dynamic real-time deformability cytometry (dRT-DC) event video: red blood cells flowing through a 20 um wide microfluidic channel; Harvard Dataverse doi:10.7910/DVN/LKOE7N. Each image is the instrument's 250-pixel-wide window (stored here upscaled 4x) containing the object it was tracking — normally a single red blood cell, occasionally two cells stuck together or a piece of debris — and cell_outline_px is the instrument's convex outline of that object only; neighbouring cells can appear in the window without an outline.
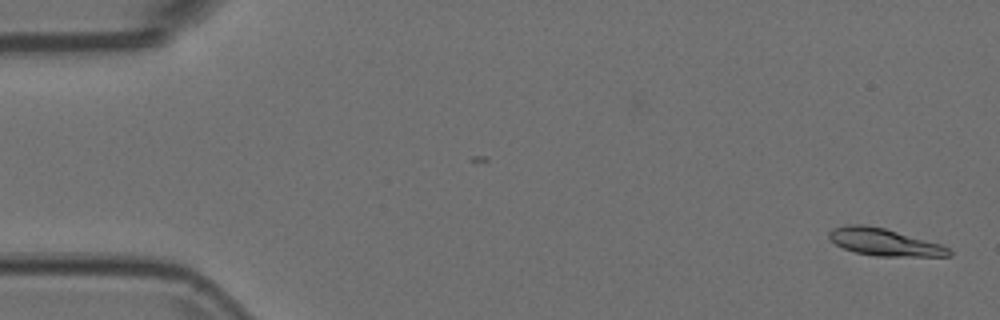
{"species": "Egyptian fruit bat (a non-hibernating species)", "species_latin": "Rousettus aegyptiacus", "temperature_condition": "room temperature", "stored_images_in_passage": 55, "camera_frame_rate_fps": 3000, "um_per_image_px": 0.085, "animal": {"sex": "female"}, "frame": {"image": 1, "passage_image": 2, "time_ms": 0.333, "image_size_px": [1000, 320], "cell_outline_px": [[952, 256], [876, 256], [856, 252], [844, 248], [836, 244], [828, 236], [828, 232], [832, 228], [848, 224], [864, 224], [884, 228], [940, 244], [948, 248], [952, 252]], "centroid_in_image_um": [75.14, 20.57], "position_along_channel_um": 9.9, "area_um2": 18.79}}
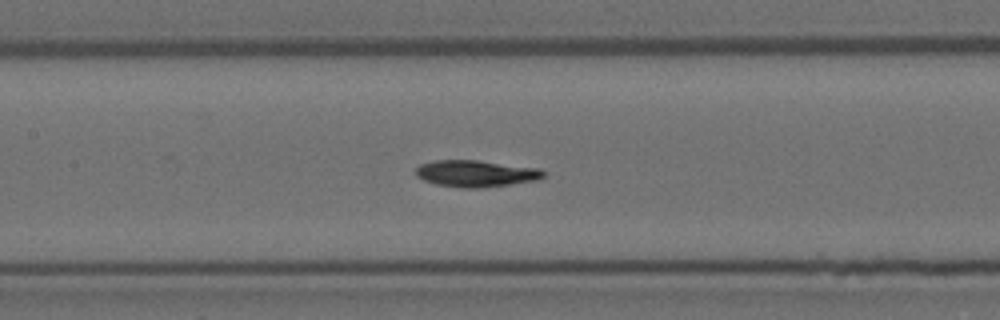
{"frame": {"image": 2, "passage_image": 25, "time_ms": 8.0, "image_size_px": [1000, 320], "cell_outline_px": [[544, 176], [540, 180], [480, 188], [464, 188], [436, 184], [424, 180], [416, 176], [416, 168], [420, 164], [432, 160], [480, 160], [540, 168], [544, 172]], "centroid_in_image_um": [40.46, 14.74], "position_along_channel_um": 166.9, "area_um2": 20.0}}
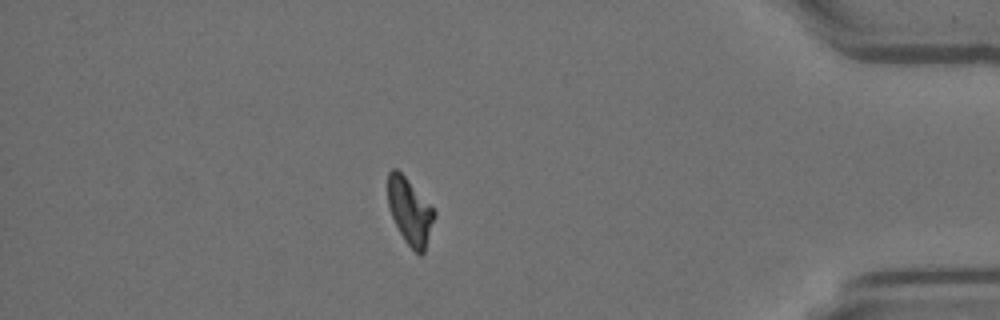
{"frame": {"image": 3, "passage_image": 47, "time_ms": 15.333, "image_size_px": [1000, 320], "cell_outline_px": [[436, 216], [424, 252], [420, 256], [404, 240], [392, 216], [388, 204], [388, 172], [392, 168], [396, 168], [404, 176], [436, 212]], "centroid_in_image_um": [34.84, 17.98], "position_along_channel_um": 400.4, "area_um2": 17.57}}